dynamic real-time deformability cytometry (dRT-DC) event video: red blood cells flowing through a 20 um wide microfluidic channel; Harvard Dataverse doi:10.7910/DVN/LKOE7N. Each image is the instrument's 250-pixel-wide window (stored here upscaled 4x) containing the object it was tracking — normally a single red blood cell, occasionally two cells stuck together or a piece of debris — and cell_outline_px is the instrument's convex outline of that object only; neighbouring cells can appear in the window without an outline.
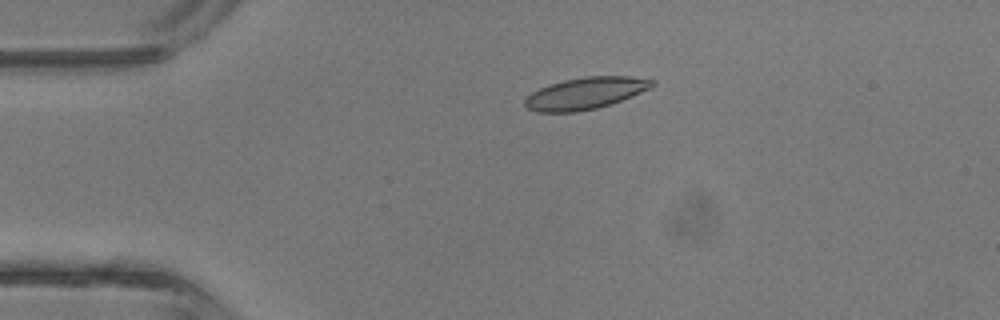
{"species": "common noctule bat (a hibernating species)", "species_latin": "Nyctalus noctula", "temperature_condition": "room temperature", "stored_images_in_passage": 3, "camera_frame_rate_fps": 3000, "um_per_image_px": 0.085, "animal": {"sex": "male", "body_mass_g": 13.3}, "frame": {"image": 1, "passage_image": 2, "time_ms": 1.0, "image_size_px": [1000, 320], "cell_outline_px": [[656, 84], [652, 88], [612, 104], [596, 108], [576, 112], [536, 112], [528, 108], [524, 104], [524, 100], [532, 92], [548, 84], [564, 80], [584, 76], [632, 76], [656, 80]], "centroid_in_image_um": [49.8, 7.92], "position_along_channel_um": 35.2, "area_um2": 23.81}}